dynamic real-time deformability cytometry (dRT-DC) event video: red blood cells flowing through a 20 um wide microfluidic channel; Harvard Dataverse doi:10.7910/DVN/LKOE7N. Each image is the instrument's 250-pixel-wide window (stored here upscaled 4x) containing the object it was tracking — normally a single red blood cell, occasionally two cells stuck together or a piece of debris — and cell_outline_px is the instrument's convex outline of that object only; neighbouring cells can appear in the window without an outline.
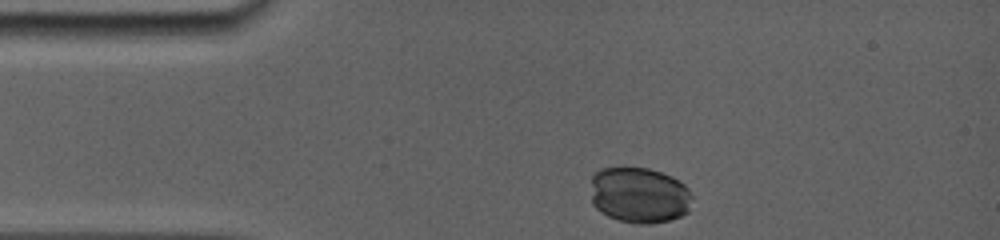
{"species": "common noctule bat (a hibernating species)", "species_latin": "Nyctalus noctula", "temperature_condition": "room temperature", "stored_images_in_passage": 26, "camera_frame_rate_fps": 5000, "um_per_image_px": 0.085, "animal": {"sex": "female", "body_mass_g": 19.0, "forearm_length_mm": 56.7}, "frame": {"image": 1, "passage_image": 1, "time_ms": 0.0, "image_size_px": [1000, 240], "cell_outline_px": [[692, 196], [688, 212], [680, 216], [668, 220], [652, 224], [640, 224], [620, 220], [608, 216], [600, 212], [592, 204], [592, 176], [600, 168], [648, 168], [672, 176], [684, 184], [688, 188]], "centroid_in_image_um": [54.34, 16.59], "position_along_channel_um": 30.7, "area_um2": 33.06}}